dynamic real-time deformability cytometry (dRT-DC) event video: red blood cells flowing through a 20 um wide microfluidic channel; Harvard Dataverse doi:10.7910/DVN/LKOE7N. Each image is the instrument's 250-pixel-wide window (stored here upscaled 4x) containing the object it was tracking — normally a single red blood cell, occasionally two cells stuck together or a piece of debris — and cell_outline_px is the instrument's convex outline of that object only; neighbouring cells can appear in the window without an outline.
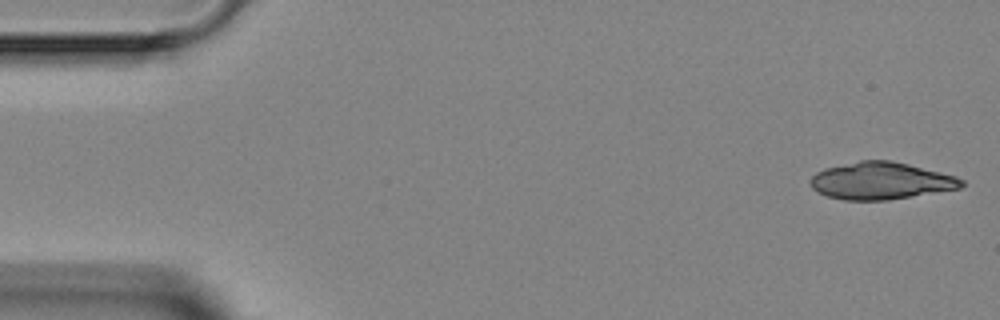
{"species": "Egyptian fruit bat (a non-hibernating species)", "species_latin": "Rousettus aegyptiacus", "temperature_condition": "room temperature", "stored_images_in_passage": 4, "camera_frame_rate_fps": 3000, "um_per_image_px": 0.085, "animal": {"sex": "female"}, "frame": {"image": 1, "passage_image": 1, "time_ms": 0.0, "image_size_px": [1000, 320], "cell_outline_px": [[964, 184], [960, 188], [888, 200], [844, 200], [828, 196], [816, 192], [808, 184], [808, 180], [816, 172], [824, 168], [860, 160], [892, 160], [956, 176], [964, 180]], "centroid_in_image_um": [74.82, 15.37], "position_along_channel_um": 10.2, "area_um2": 32.83}}